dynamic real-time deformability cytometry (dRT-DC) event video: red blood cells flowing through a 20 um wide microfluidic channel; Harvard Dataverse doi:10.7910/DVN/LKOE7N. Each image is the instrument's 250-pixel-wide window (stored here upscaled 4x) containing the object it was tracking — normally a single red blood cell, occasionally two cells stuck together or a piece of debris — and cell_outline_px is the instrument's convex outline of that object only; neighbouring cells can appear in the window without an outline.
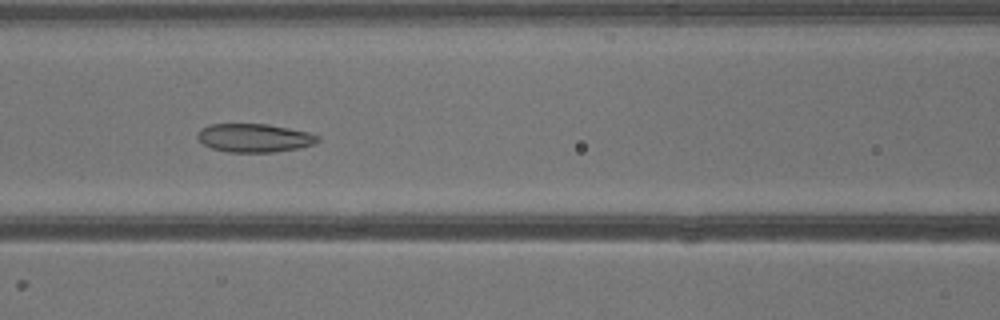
{"species": "common noctule bat (a hibernating species)", "species_latin": "Nyctalus noctula", "temperature_condition": "warm", "stored_images_in_passage": 34, "camera_frame_rate_fps": 3000, "um_per_image_px": 0.085, "animal": {"sex": "male", "body_mass_g": 13.3}, "frame": {"image": 1, "passage_image": 14, "time_ms": 4.333, "image_size_px": [1000, 320], "cell_outline_px": [[320, 140], [316, 144], [300, 148], [272, 152], [228, 152], [212, 148], [204, 144], [196, 136], [200, 128], [208, 124], [268, 124], [308, 132], [320, 136]], "centroid_in_image_um": [21.64, 11.72], "position_along_channel_um": 145.0, "area_um2": 20.06}}
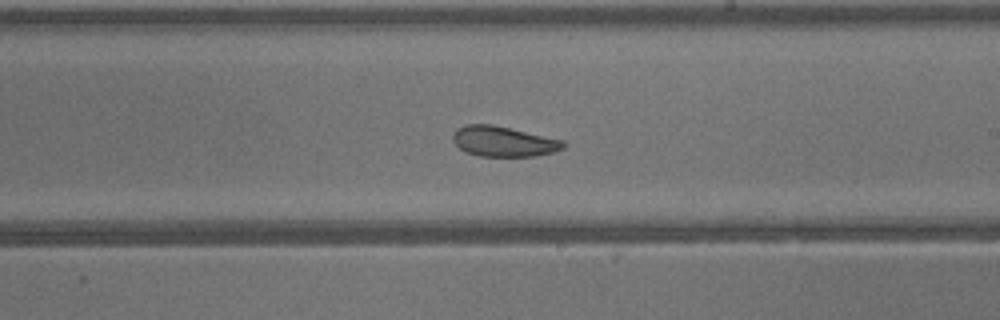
{"frame": {"image": 2, "passage_image": 20, "time_ms": 6.333, "image_size_px": [1000, 320], "cell_outline_px": [[568, 144], [564, 148], [552, 152], [536, 156], [480, 156], [464, 152], [452, 140], [452, 132], [456, 128], [464, 124], [492, 124], [564, 140]], "centroid_in_image_um": [42.78, 12.01], "position_along_channel_um": 246.2, "area_um2": 19.71}}
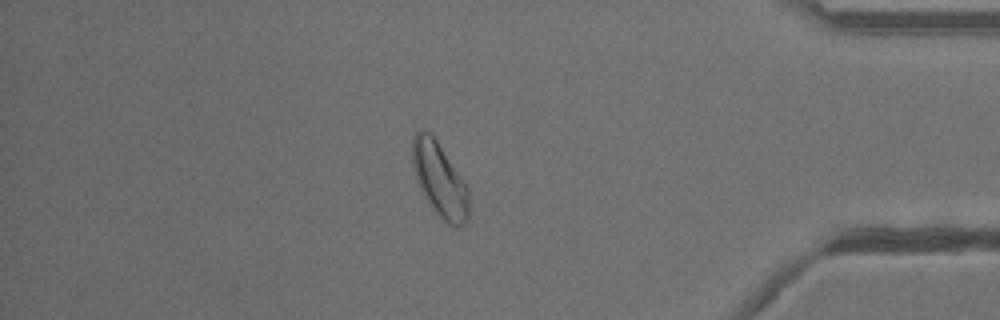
{"frame": {"image": 3, "passage_image": 31, "time_ms": 10.0, "image_size_px": [1000, 320], "cell_outline_px": [[468, 220], [460, 228], [448, 224], [432, 208], [424, 196], [416, 176], [412, 160], [412, 136], [420, 128], [424, 128], [436, 140], [468, 188]], "centroid_in_image_um": [37.36, 15.27], "position_along_channel_um": 397.8, "area_um2": 23.93}}